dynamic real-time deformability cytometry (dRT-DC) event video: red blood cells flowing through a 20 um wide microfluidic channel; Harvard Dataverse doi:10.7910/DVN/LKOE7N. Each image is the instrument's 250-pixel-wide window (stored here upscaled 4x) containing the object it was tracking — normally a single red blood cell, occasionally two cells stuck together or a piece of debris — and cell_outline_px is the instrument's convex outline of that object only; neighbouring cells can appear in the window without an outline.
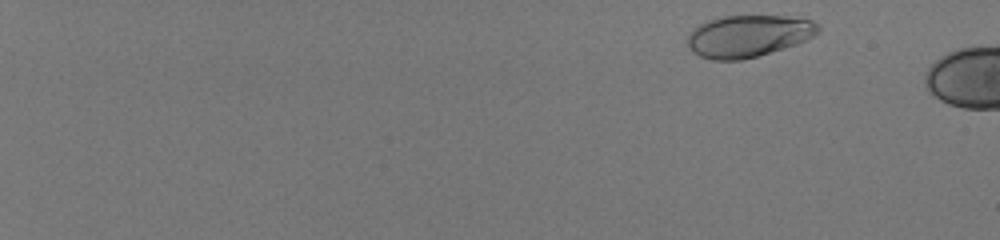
{"species": "human", "species_latin": "Homo sapiens", "temperature_condition": "room temperature", "stored_images_in_passage": 10, "camera_frame_rate_fps": 3000, "um_per_image_px": 0.085, "donor": {"sex": "male"}, "frame": {"image": 1, "passage_image": 4, "time_ms": 1.0, "image_size_px": [1000, 240], "cell_outline_px": [[816, 28], [812, 32], [792, 44], [756, 56], [736, 60], [720, 60], [704, 56], [696, 52], [692, 48], [692, 32], [704, 24], [728, 16], [776, 16], [808, 20]], "centroid_in_image_um": [63.56, 3.06], "position_along_channel_um": 21.4, "area_um2": 28.96}}